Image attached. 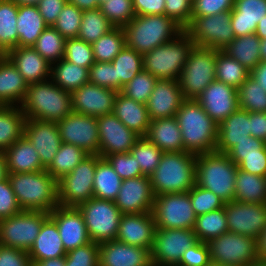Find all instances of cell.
<instances>
[{"label": "cell", "mask_w": 266, "mask_h": 266, "mask_svg": "<svg viewBox=\"0 0 266 266\" xmlns=\"http://www.w3.org/2000/svg\"><path fill=\"white\" fill-rule=\"evenodd\" d=\"M188 192L196 216L223 208L225 205L217 195L197 184Z\"/></svg>", "instance_id": "cell-55"}, {"label": "cell", "mask_w": 266, "mask_h": 266, "mask_svg": "<svg viewBox=\"0 0 266 266\" xmlns=\"http://www.w3.org/2000/svg\"><path fill=\"white\" fill-rule=\"evenodd\" d=\"M235 0H193L191 16H212L234 8Z\"/></svg>", "instance_id": "cell-61"}, {"label": "cell", "mask_w": 266, "mask_h": 266, "mask_svg": "<svg viewBox=\"0 0 266 266\" xmlns=\"http://www.w3.org/2000/svg\"><path fill=\"white\" fill-rule=\"evenodd\" d=\"M255 34L260 38H266V17L263 20H259Z\"/></svg>", "instance_id": "cell-73"}, {"label": "cell", "mask_w": 266, "mask_h": 266, "mask_svg": "<svg viewBox=\"0 0 266 266\" xmlns=\"http://www.w3.org/2000/svg\"><path fill=\"white\" fill-rule=\"evenodd\" d=\"M66 39L52 26L38 37L33 48L51 65L64 58Z\"/></svg>", "instance_id": "cell-48"}, {"label": "cell", "mask_w": 266, "mask_h": 266, "mask_svg": "<svg viewBox=\"0 0 266 266\" xmlns=\"http://www.w3.org/2000/svg\"><path fill=\"white\" fill-rule=\"evenodd\" d=\"M19 106L26 118L57 123L72 112L71 93L53 81L31 83Z\"/></svg>", "instance_id": "cell-3"}, {"label": "cell", "mask_w": 266, "mask_h": 266, "mask_svg": "<svg viewBox=\"0 0 266 266\" xmlns=\"http://www.w3.org/2000/svg\"><path fill=\"white\" fill-rule=\"evenodd\" d=\"M257 256L259 263H266V226L257 238Z\"/></svg>", "instance_id": "cell-70"}, {"label": "cell", "mask_w": 266, "mask_h": 266, "mask_svg": "<svg viewBox=\"0 0 266 266\" xmlns=\"http://www.w3.org/2000/svg\"><path fill=\"white\" fill-rule=\"evenodd\" d=\"M67 2L75 5L82 11L99 8L97 0H67Z\"/></svg>", "instance_id": "cell-72"}, {"label": "cell", "mask_w": 266, "mask_h": 266, "mask_svg": "<svg viewBox=\"0 0 266 266\" xmlns=\"http://www.w3.org/2000/svg\"><path fill=\"white\" fill-rule=\"evenodd\" d=\"M0 266H32L27 251L0 245Z\"/></svg>", "instance_id": "cell-64"}, {"label": "cell", "mask_w": 266, "mask_h": 266, "mask_svg": "<svg viewBox=\"0 0 266 266\" xmlns=\"http://www.w3.org/2000/svg\"><path fill=\"white\" fill-rule=\"evenodd\" d=\"M82 213L89 238L102 243L116 240L121 216L114 201L90 198L77 206Z\"/></svg>", "instance_id": "cell-10"}, {"label": "cell", "mask_w": 266, "mask_h": 266, "mask_svg": "<svg viewBox=\"0 0 266 266\" xmlns=\"http://www.w3.org/2000/svg\"><path fill=\"white\" fill-rule=\"evenodd\" d=\"M4 158L7 174L31 173L45 169L38 152L24 135L4 151Z\"/></svg>", "instance_id": "cell-31"}, {"label": "cell", "mask_w": 266, "mask_h": 266, "mask_svg": "<svg viewBox=\"0 0 266 266\" xmlns=\"http://www.w3.org/2000/svg\"><path fill=\"white\" fill-rule=\"evenodd\" d=\"M176 118L182 133L183 151L196 155L215 151L218 124L195 99H185Z\"/></svg>", "instance_id": "cell-1"}, {"label": "cell", "mask_w": 266, "mask_h": 266, "mask_svg": "<svg viewBox=\"0 0 266 266\" xmlns=\"http://www.w3.org/2000/svg\"><path fill=\"white\" fill-rule=\"evenodd\" d=\"M250 76L253 77L258 84L266 91V62H260L251 72Z\"/></svg>", "instance_id": "cell-69"}, {"label": "cell", "mask_w": 266, "mask_h": 266, "mask_svg": "<svg viewBox=\"0 0 266 266\" xmlns=\"http://www.w3.org/2000/svg\"><path fill=\"white\" fill-rule=\"evenodd\" d=\"M196 101L218 125L239 109L237 89L217 80L210 83Z\"/></svg>", "instance_id": "cell-22"}, {"label": "cell", "mask_w": 266, "mask_h": 266, "mask_svg": "<svg viewBox=\"0 0 266 266\" xmlns=\"http://www.w3.org/2000/svg\"><path fill=\"white\" fill-rule=\"evenodd\" d=\"M49 213L22 210L0 219V245L29 251Z\"/></svg>", "instance_id": "cell-11"}, {"label": "cell", "mask_w": 266, "mask_h": 266, "mask_svg": "<svg viewBox=\"0 0 266 266\" xmlns=\"http://www.w3.org/2000/svg\"><path fill=\"white\" fill-rule=\"evenodd\" d=\"M63 242L55 221L49 216L40 229L32 247L28 251L31 261H43L66 256Z\"/></svg>", "instance_id": "cell-33"}, {"label": "cell", "mask_w": 266, "mask_h": 266, "mask_svg": "<svg viewBox=\"0 0 266 266\" xmlns=\"http://www.w3.org/2000/svg\"><path fill=\"white\" fill-rule=\"evenodd\" d=\"M26 117L20 106H0V150L5 151L24 135Z\"/></svg>", "instance_id": "cell-38"}, {"label": "cell", "mask_w": 266, "mask_h": 266, "mask_svg": "<svg viewBox=\"0 0 266 266\" xmlns=\"http://www.w3.org/2000/svg\"><path fill=\"white\" fill-rule=\"evenodd\" d=\"M266 17V0H235L230 22L235 38L255 34L259 20Z\"/></svg>", "instance_id": "cell-28"}, {"label": "cell", "mask_w": 266, "mask_h": 266, "mask_svg": "<svg viewBox=\"0 0 266 266\" xmlns=\"http://www.w3.org/2000/svg\"><path fill=\"white\" fill-rule=\"evenodd\" d=\"M152 215L156 228L194 229V213L189 192L155 196Z\"/></svg>", "instance_id": "cell-14"}, {"label": "cell", "mask_w": 266, "mask_h": 266, "mask_svg": "<svg viewBox=\"0 0 266 266\" xmlns=\"http://www.w3.org/2000/svg\"><path fill=\"white\" fill-rule=\"evenodd\" d=\"M117 93L88 82L71 92L72 111L94 117L111 114Z\"/></svg>", "instance_id": "cell-20"}, {"label": "cell", "mask_w": 266, "mask_h": 266, "mask_svg": "<svg viewBox=\"0 0 266 266\" xmlns=\"http://www.w3.org/2000/svg\"><path fill=\"white\" fill-rule=\"evenodd\" d=\"M61 141L85 150L89 155H99L97 117L71 112L57 122Z\"/></svg>", "instance_id": "cell-16"}, {"label": "cell", "mask_w": 266, "mask_h": 266, "mask_svg": "<svg viewBox=\"0 0 266 266\" xmlns=\"http://www.w3.org/2000/svg\"><path fill=\"white\" fill-rule=\"evenodd\" d=\"M155 195L149 176L122 180L115 205L124 214L152 212Z\"/></svg>", "instance_id": "cell-19"}, {"label": "cell", "mask_w": 266, "mask_h": 266, "mask_svg": "<svg viewBox=\"0 0 266 266\" xmlns=\"http://www.w3.org/2000/svg\"><path fill=\"white\" fill-rule=\"evenodd\" d=\"M5 55L28 84L50 80L51 64L33 47H16Z\"/></svg>", "instance_id": "cell-27"}, {"label": "cell", "mask_w": 266, "mask_h": 266, "mask_svg": "<svg viewBox=\"0 0 266 266\" xmlns=\"http://www.w3.org/2000/svg\"><path fill=\"white\" fill-rule=\"evenodd\" d=\"M99 9L114 27L123 28L136 16L133 0H106Z\"/></svg>", "instance_id": "cell-51"}, {"label": "cell", "mask_w": 266, "mask_h": 266, "mask_svg": "<svg viewBox=\"0 0 266 266\" xmlns=\"http://www.w3.org/2000/svg\"><path fill=\"white\" fill-rule=\"evenodd\" d=\"M215 76L217 81L238 89L250 76V71L239 61L219 50L217 52Z\"/></svg>", "instance_id": "cell-45"}, {"label": "cell", "mask_w": 266, "mask_h": 266, "mask_svg": "<svg viewBox=\"0 0 266 266\" xmlns=\"http://www.w3.org/2000/svg\"><path fill=\"white\" fill-rule=\"evenodd\" d=\"M49 216L57 225L66 252L91 242L83 215L77 207L57 206Z\"/></svg>", "instance_id": "cell-23"}, {"label": "cell", "mask_w": 266, "mask_h": 266, "mask_svg": "<svg viewBox=\"0 0 266 266\" xmlns=\"http://www.w3.org/2000/svg\"><path fill=\"white\" fill-rule=\"evenodd\" d=\"M122 179L105 158L96 165L93 197L102 200L115 201L121 188Z\"/></svg>", "instance_id": "cell-39"}, {"label": "cell", "mask_w": 266, "mask_h": 266, "mask_svg": "<svg viewBox=\"0 0 266 266\" xmlns=\"http://www.w3.org/2000/svg\"><path fill=\"white\" fill-rule=\"evenodd\" d=\"M24 136L38 152L42 166L47 169L62 143L57 123L26 118Z\"/></svg>", "instance_id": "cell-21"}, {"label": "cell", "mask_w": 266, "mask_h": 266, "mask_svg": "<svg viewBox=\"0 0 266 266\" xmlns=\"http://www.w3.org/2000/svg\"><path fill=\"white\" fill-rule=\"evenodd\" d=\"M125 46L123 28L114 27L92 44L94 60L96 62H112Z\"/></svg>", "instance_id": "cell-47"}, {"label": "cell", "mask_w": 266, "mask_h": 266, "mask_svg": "<svg viewBox=\"0 0 266 266\" xmlns=\"http://www.w3.org/2000/svg\"><path fill=\"white\" fill-rule=\"evenodd\" d=\"M260 55H261V61L266 62V38L261 39Z\"/></svg>", "instance_id": "cell-76"}, {"label": "cell", "mask_w": 266, "mask_h": 266, "mask_svg": "<svg viewBox=\"0 0 266 266\" xmlns=\"http://www.w3.org/2000/svg\"><path fill=\"white\" fill-rule=\"evenodd\" d=\"M99 243L90 242L69 250L65 266H99Z\"/></svg>", "instance_id": "cell-56"}, {"label": "cell", "mask_w": 266, "mask_h": 266, "mask_svg": "<svg viewBox=\"0 0 266 266\" xmlns=\"http://www.w3.org/2000/svg\"><path fill=\"white\" fill-rule=\"evenodd\" d=\"M211 263L207 243L197 241L182 255L179 264L182 266H208Z\"/></svg>", "instance_id": "cell-63"}, {"label": "cell", "mask_w": 266, "mask_h": 266, "mask_svg": "<svg viewBox=\"0 0 266 266\" xmlns=\"http://www.w3.org/2000/svg\"><path fill=\"white\" fill-rule=\"evenodd\" d=\"M63 59L88 69L95 63L92 45L78 38L66 39Z\"/></svg>", "instance_id": "cell-54"}, {"label": "cell", "mask_w": 266, "mask_h": 266, "mask_svg": "<svg viewBox=\"0 0 266 266\" xmlns=\"http://www.w3.org/2000/svg\"><path fill=\"white\" fill-rule=\"evenodd\" d=\"M27 89L28 83L14 64L6 55H0V106L21 105Z\"/></svg>", "instance_id": "cell-29"}, {"label": "cell", "mask_w": 266, "mask_h": 266, "mask_svg": "<svg viewBox=\"0 0 266 266\" xmlns=\"http://www.w3.org/2000/svg\"><path fill=\"white\" fill-rule=\"evenodd\" d=\"M89 83L117 91L115 66L112 62H96L89 68Z\"/></svg>", "instance_id": "cell-58"}, {"label": "cell", "mask_w": 266, "mask_h": 266, "mask_svg": "<svg viewBox=\"0 0 266 266\" xmlns=\"http://www.w3.org/2000/svg\"><path fill=\"white\" fill-rule=\"evenodd\" d=\"M239 109L248 112H266V91L249 76L237 89Z\"/></svg>", "instance_id": "cell-49"}, {"label": "cell", "mask_w": 266, "mask_h": 266, "mask_svg": "<svg viewBox=\"0 0 266 266\" xmlns=\"http://www.w3.org/2000/svg\"><path fill=\"white\" fill-rule=\"evenodd\" d=\"M260 45L261 39L251 34L234 38L222 51L251 72L261 62Z\"/></svg>", "instance_id": "cell-37"}, {"label": "cell", "mask_w": 266, "mask_h": 266, "mask_svg": "<svg viewBox=\"0 0 266 266\" xmlns=\"http://www.w3.org/2000/svg\"><path fill=\"white\" fill-rule=\"evenodd\" d=\"M184 32L195 46L218 50L225 48L235 38L230 22V11L212 16H191Z\"/></svg>", "instance_id": "cell-13"}, {"label": "cell", "mask_w": 266, "mask_h": 266, "mask_svg": "<svg viewBox=\"0 0 266 266\" xmlns=\"http://www.w3.org/2000/svg\"><path fill=\"white\" fill-rule=\"evenodd\" d=\"M127 128L145 137L149 130L150 118L145 104L136 102L118 92L112 112Z\"/></svg>", "instance_id": "cell-32"}, {"label": "cell", "mask_w": 266, "mask_h": 266, "mask_svg": "<svg viewBox=\"0 0 266 266\" xmlns=\"http://www.w3.org/2000/svg\"><path fill=\"white\" fill-rule=\"evenodd\" d=\"M82 15V10L67 2L52 27L65 39L78 38Z\"/></svg>", "instance_id": "cell-53"}, {"label": "cell", "mask_w": 266, "mask_h": 266, "mask_svg": "<svg viewBox=\"0 0 266 266\" xmlns=\"http://www.w3.org/2000/svg\"><path fill=\"white\" fill-rule=\"evenodd\" d=\"M7 177V168L4 158V151L0 150V181Z\"/></svg>", "instance_id": "cell-74"}, {"label": "cell", "mask_w": 266, "mask_h": 266, "mask_svg": "<svg viewBox=\"0 0 266 266\" xmlns=\"http://www.w3.org/2000/svg\"><path fill=\"white\" fill-rule=\"evenodd\" d=\"M113 28L114 26L102 14L99 8L84 10L78 39L92 45L102 35L106 34Z\"/></svg>", "instance_id": "cell-46"}, {"label": "cell", "mask_w": 266, "mask_h": 266, "mask_svg": "<svg viewBox=\"0 0 266 266\" xmlns=\"http://www.w3.org/2000/svg\"><path fill=\"white\" fill-rule=\"evenodd\" d=\"M21 211L8 177L2 179L0 181V219L11 217Z\"/></svg>", "instance_id": "cell-62"}, {"label": "cell", "mask_w": 266, "mask_h": 266, "mask_svg": "<svg viewBox=\"0 0 266 266\" xmlns=\"http://www.w3.org/2000/svg\"><path fill=\"white\" fill-rule=\"evenodd\" d=\"M234 201L266 204V177L238 168L235 178Z\"/></svg>", "instance_id": "cell-36"}, {"label": "cell", "mask_w": 266, "mask_h": 266, "mask_svg": "<svg viewBox=\"0 0 266 266\" xmlns=\"http://www.w3.org/2000/svg\"><path fill=\"white\" fill-rule=\"evenodd\" d=\"M99 266H153L151 252L117 240L99 244Z\"/></svg>", "instance_id": "cell-25"}, {"label": "cell", "mask_w": 266, "mask_h": 266, "mask_svg": "<svg viewBox=\"0 0 266 266\" xmlns=\"http://www.w3.org/2000/svg\"><path fill=\"white\" fill-rule=\"evenodd\" d=\"M196 154L164 152L150 181L155 196L185 193L196 184Z\"/></svg>", "instance_id": "cell-2"}, {"label": "cell", "mask_w": 266, "mask_h": 266, "mask_svg": "<svg viewBox=\"0 0 266 266\" xmlns=\"http://www.w3.org/2000/svg\"><path fill=\"white\" fill-rule=\"evenodd\" d=\"M156 225L152 212L121 216L116 240L151 250Z\"/></svg>", "instance_id": "cell-26"}, {"label": "cell", "mask_w": 266, "mask_h": 266, "mask_svg": "<svg viewBox=\"0 0 266 266\" xmlns=\"http://www.w3.org/2000/svg\"><path fill=\"white\" fill-rule=\"evenodd\" d=\"M67 0H40L37 8L47 26H53Z\"/></svg>", "instance_id": "cell-65"}, {"label": "cell", "mask_w": 266, "mask_h": 266, "mask_svg": "<svg viewBox=\"0 0 266 266\" xmlns=\"http://www.w3.org/2000/svg\"><path fill=\"white\" fill-rule=\"evenodd\" d=\"M194 42L183 31L175 39L143 54V70L158 80H177L182 73Z\"/></svg>", "instance_id": "cell-7"}, {"label": "cell", "mask_w": 266, "mask_h": 266, "mask_svg": "<svg viewBox=\"0 0 266 266\" xmlns=\"http://www.w3.org/2000/svg\"><path fill=\"white\" fill-rule=\"evenodd\" d=\"M237 170L238 166L226 153L212 151L196 156V184L225 203L234 201Z\"/></svg>", "instance_id": "cell-6"}, {"label": "cell", "mask_w": 266, "mask_h": 266, "mask_svg": "<svg viewBox=\"0 0 266 266\" xmlns=\"http://www.w3.org/2000/svg\"><path fill=\"white\" fill-rule=\"evenodd\" d=\"M163 152H182V133L176 116L150 121L145 136Z\"/></svg>", "instance_id": "cell-34"}, {"label": "cell", "mask_w": 266, "mask_h": 266, "mask_svg": "<svg viewBox=\"0 0 266 266\" xmlns=\"http://www.w3.org/2000/svg\"><path fill=\"white\" fill-rule=\"evenodd\" d=\"M210 260L224 266H251L258 264L257 239L225 232L207 242Z\"/></svg>", "instance_id": "cell-9"}, {"label": "cell", "mask_w": 266, "mask_h": 266, "mask_svg": "<svg viewBox=\"0 0 266 266\" xmlns=\"http://www.w3.org/2000/svg\"><path fill=\"white\" fill-rule=\"evenodd\" d=\"M192 2L193 0H165L164 15L184 29L191 20Z\"/></svg>", "instance_id": "cell-60"}, {"label": "cell", "mask_w": 266, "mask_h": 266, "mask_svg": "<svg viewBox=\"0 0 266 266\" xmlns=\"http://www.w3.org/2000/svg\"><path fill=\"white\" fill-rule=\"evenodd\" d=\"M123 30L126 47L142 55L172 41L184 31L172 18L156 14L136 15Z\"/></svg>", "instance_id": "cell-5"}, {"label": "cell", "mask_w": 266, "mask_h": 266, "mask_svg": "<svg viewBox=\"0 0 266 266\" xmlns=\"http://www.w3.org/2000/svg\"><path fill=\"white\" fill-rule=\"evenodd\" d=\"M18 5L12 0H0V55L18 47Z\"/></svg>", "instance_id": "cell-41"}, {"label": "cell", "mask_w": 266, "mask_h": 266, "mask_svg": "<svg viewBox=\"0 0 266 266\" xmlns=\"http://www.w3.org/2000/svg\"><path fill=\"white\" fill-rule=\"evenodd\" d=\"M130 153L137 160V165H140L142 175L151 176L157 168L164 152L147 138L141 137L134 144Z\"/></svg>", "instance_id": "cell-50"}, {"label": "cell", "mask_w": 266, "mask_h": 266, "mask_svg": "<svg viewBox=\"0 0 266 266\" xmlns=\"http://www.w3.org/2000/svg\"><path fill=\"white\" fill-rule=\"evenodd\" d=\"M208 266H224V265L216 264V263L211 262Z\"/></svg>", "instance_id": "cell-77"}, {"label": "cell", "mask_w": 266, "mask_h": 266, "mask_svg": "<svg viewBox=\"0 0 266 266\" xmlns=\"http://www.w3.org/2000/svg\"><path fill=\"white\" fill-rule=\"evenodd\" d=\"M157 80L152 74L142 70L130 82L123 86L121 93L136 102L146 105Z\"/></svg>", "instance_id": "cell-52"}, {"label": "cell", "mask_w": 266, "mask_h": 266, "mask_svg": "<svg viewBox=\"0 0 266 266\" xmlns=\"http://www.w3.org/2000/svg\"><path fill=\"white\" fill-rule=\"evenodd\" d=\"M99 131V156L130 152L141 138L127 128L113 113L97 117Z\"/></svg>", "instance_id": "cell-17"}, {"label": "cell", "mask_w": 266, "mask_h": 266, "mask_svg": "<svg viewBox=\"0 0 266 266\" xmlns=\"http://www.w3.org/2000/svg\"><path fill=\"white\" fill-rule=\"evenodd\" d=\"M218 49L194 46L178 79L185 99H197L206 87L216 80Z\"/></svg>", "instance_id": "cell-8"}, {"label": "cell", "mask_w": 266, "mask_h": 266, "mask_svg": "<svg viewBox=\"0 0 266 266\" xmlns=\"http://www.w3.org/2000/svg\"><path fill=\"white\" fill-rule=\"evenodd\" d=\"M99 155H89L66 176L57 181L59 206L77 207L93 198V183Z\"/></svg>", "instance_id": "cell-12"}, {"label": "cell", "mask_w": 266, "mask_h": 266, "mask_svg": "<svg viewBox=\"0 0 266 266\" xmlns=\"http://www.w3.org/2000/svg\"><path fill=\"white\" fill-rule=\"evenodd\" d=\"M47 28L37 6H18L17 34L18 47H33Z\"/></svg>", "instance_id": "cell-35"}, {"label": "cell", "mask_w": 266, "mask_h": 266, "mask_svg": "<svg viewBox=\"0 0 266 266\" xmlns=\"http://www.w3.org/2000/svg\"><path fill=\"white\" fill-rule=\"evenodd\" d=\"M194 233L197 241L207 243L225 232H228V223L225 208H220L199 216H196Z\"/></svg>", "instance_id": "cell-44"}, {"label": "cell", "mask_w": 266, "mask_h": 266, "mask_svg": "<svg viewBox=\"0 0 266 266\" xmlns=\"http://www.w3.org/2000/svg\"><path fill=\"white\" fill-rule=\"evenodd\" d=\"M117 78V92L143 70V55L137 51L124 47L112 60Z\"/></svg>", "instance_id": "cell-43"}, {"label": "cell", "mask_w": 266, "mask_h": 266, "mask_svg": "<svg viewBox=\"0 0 266 266\" xmlns=\"http://www.w3.org/2000/svg\"><path fill=\"white\" fill-rule=\"evenodd\" d=\"M7 177L22 210L50 213L59 206L57 180L46 169Z\"/></svg>", "instance_id": "cell-4"}, {"label": "cell", "mask_w": 266, "mask_h": 266, "mask_svg": "<svg viewBox=\"0 0 266 266\" xmlns=\"http://www.w3.org/2000/svg\"><path fill=\"white\" fill-rule=\"evenodd\" d=\"M250 133L266 143V112H249Z\"/></svg>", "instance_id": "cell-68"}, {"label": "cell", "mask_w": 266, "mask_h": 266, "mask_svg": "<svg viewBox=\"0 0 266 266\" xmlns=\"http://www.w3.org/2000/svg\"><path fill=\"white\" fill-rule=\"evenodd\" d=\"M237 166L245 172L266 177V154L242 155Z\"/></svg>", "instance_id": "cell-66"}, {"label": "cell", "mask_w": 266, "mask_h": 266, "mask_svg": "<svg viewBox=\"0 0 266 266\" xmlns=\"http://www.w3.org/2000/svg\"><path fill=\"white\" fill-rule=\"evenodd\" d=\"M51 65L50 79L70 93L89 82V69L61 59ZM54 66V67H53Z\"/></svg>", "instance_id": "cell-40"}, {"label": "cell", "mask_w": 266, "mask_h": 266, "mask_svg": "<svg viewBox=\"0 0 266 266\" xmlns=\"http://www.w3.org/2000/svg\"><path fill=\"white\" fill-rule=\"evenodd\" d=\"M196 242L193 229L156 228L150 250L153 266L179 264L183 253Z\"/></svg>", "instance_id": "cell-15"}, {"label": "cell", "mask_w": 266, "mask_h": 266, "mask_svg": "<svg viewBox=\"0 0 266 266\" xmlns=\"http://www.w3.org/2000/svg\"><path fill=\"white\" fill-rule=\"evenodd\" d=\"M88 156L89 154L82 148L62 142L46 171L58 181Z\"/></svg>", "instance_id": "cell-42"}, {"label": "cell", "mask_w": 266, "mask_h": 266, "mask_svg": "<svg viewBox=\"0 0 266 266\" xmlns=\"http://www.w3.org/2000/svg\"><path fill=\"white\" fill-rule=\"evenodd\" d=\"M12 1L18 6H23V5L37 6V4L40 2V0H12Z\"/></svg>", "instance_id": "cell-75"}, {"label": "cell", "mask_w": 266, "mask_h": 266, "mask_svg": "<svg viewBox=\"0 0 266 266\" xmlns=\"http://www.w3.org/2000/svg\"><path fill=\"white\" fill-rule=\"evenodd\" d=\"M184 100L177 80H157L146 103L150 121L176 116Z\"/></svg>", "instance_id": "cell-24"}, {"label": "cell", "mask_w": 266, "mask_h": 266, "mask_svg": "<svg viewBox=\"0 0 266 266\" xmlns=\"http://www.w3.org/2000/svg\"><path fill=\"white\" fill-rule=\"evenodd\" d=\"M250 135L249 112L238 109L218 125L215 151L227 153L238 142L246 140Z\"/></svg>", "instance_id": "cell-30"}, {"label": "cell", "mask_w": 266, "mask_h": 266, "mask_svg": "<svg viewBox=\"0 0 266 266\" xmlns=\"http://www.w3.org/2000/svg\"><path fill=\"white\" fill-rule=\"evenodd\" d=\"M251 266H266V264L265 263H258V264L251 265Z\"/></svg>", "instance_id": "cell-79"}, {"label": "cell", "mask_w": 266, "mask_h": 266, "mask_svg": "<svg viewBox=\"0 0 266 266\" xmlns=\"http://www.w3.org/2000/svg\"><path fill=\"white\" fill-rule=\"evenodd\" d=\"M106 0H97V4L98 6H100L101 4H103Z\"/></svg>", "instance_id": "cell-78"}, {"label": "cell", "mask_w": 266, "mask_h": 266, "mask_svg": "<svg viewBox=\"0 0 266 266\" xmlns=\"http://www.w3.org/2000/svg\"><path fill=\"white\" fill-rule=\"evenodd\" d=\"M226 154L234 164L238 165L242 161V155L266 154V143L250 135L246 140L238 142Z\"/></svg>", "instance_id": "cell-59"}, {"label": "cell", "mask_w": 266, "mask_h": 266, "mask_svg": "<svg viewBox=\"0 0 266 266\" xmlns=\"http://www.w3.org/2000/svg\"><path fill=\"white\" fill-rule=\"evenodd\" d=\"M135 15H164L165 0H133Z\"/></svg>", "instance_id": "cell-67"}, {"label": "cell", "mask_w": 266, "mask_h": 266, "mask_svg": "<svg viewBox=\"0 0 266 266\" xmlns=\"http://www.w3.org/2000/svg\"><path fill=\"white\" fill-rule=\"evenodd\" d=\"M105 159L122 180L143 176L140 165H137V160L130 152L108 155Z\"/></svg>", "instance_id": "cell-57"}, {"label": "cell", "mask_w": 266, "mask_h": 266, "mask_svg": "<svg viewBox=\"0 0 266 266\" xmlns=\"http://www.w3.org/2000/svg\"><path fill=\"white\" fill-rule=\"evenodd\" d=\"M225 214L229 232L258 238L266 226V204L225 203Z\"/></svg>", "instance_id": "cell-18"}, {"label": "cell", "mask_w": 266, "mask_h": 266, "mask_svg": "<svg viewBox=\"0 0 266 266\" xmlns=\"http://www.w3.org/2000/svg\"><path fill=\"white\" fill-rule=\"evenodd\" d=\"M32 266H65L66 256L50 258L43 261H31Z\"/></svg>", "instance_id": "cell-71"}]
</instances>
